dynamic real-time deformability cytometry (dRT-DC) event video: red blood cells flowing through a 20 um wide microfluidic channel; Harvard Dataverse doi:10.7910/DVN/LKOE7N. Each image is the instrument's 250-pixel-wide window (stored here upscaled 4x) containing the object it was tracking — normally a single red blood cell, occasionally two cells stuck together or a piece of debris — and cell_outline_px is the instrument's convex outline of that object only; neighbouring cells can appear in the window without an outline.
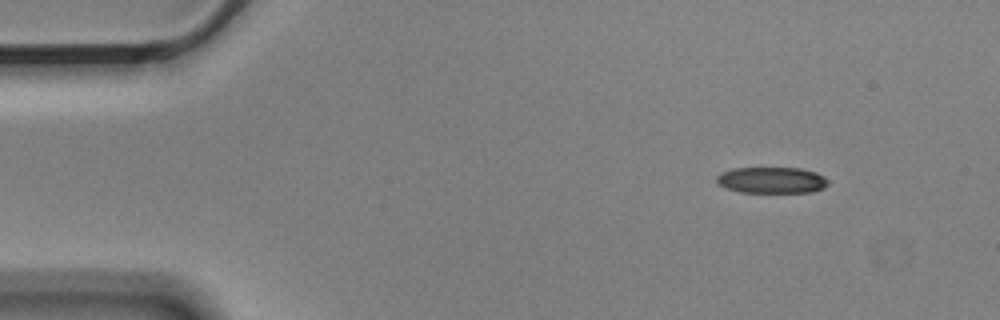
{"species": "Egyptian fruit bat (a non-hibernating species)", "species_latin": "Rousettus aegyptiacus", "temperature_condition": "cold", "stored_images_in_passage": 5, "segment_of_instrument_passage": [1, 2], "camera_frame_rate_fps": 3000, "um_per_image_px": 0.085, "animal": {"sex": "male"}, "frame": {"image": 1, "passage_image": 1, "time_ms": 0.0, "image_size_px": [1000, 320], "cell_outline_px": [[828, 184], [824, 188], [812, 192], [740, 192], [724, 188], [716, 184], [716, 176], [720, 172], [732, 168], [800, 168], [816, 172], [824, 176], [828, 180]], "centroid_in_image_um": [65.55, 15.31], "position_along_channel_um": 19.4, "area_um2": 17.28}}
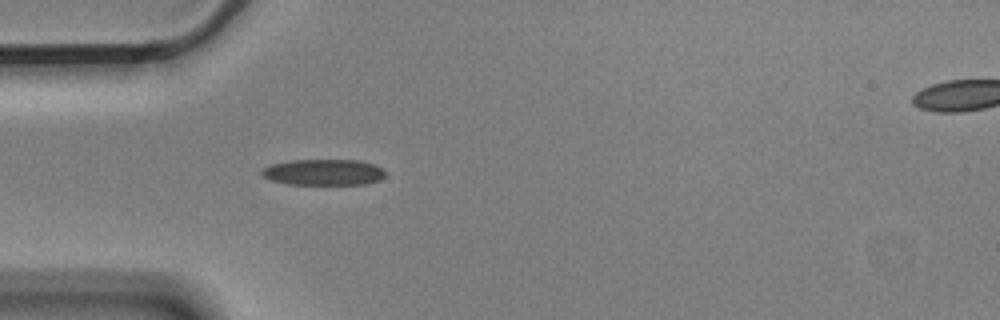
{"frame": {"image": 2, "passage_image": 4, "time_ms": 1.0, "image_size_px": [1000, 320], "cell_outline_px": [[384, 176], [380, 180], [368, 184], [288, 184], [272, 180], [264, 176], [260, 172], [260, 168], [272, 164], [288, 160], [360, 160], [376, 164], [384, 172]], "centroid_in_image_um": [27.5, 14.63], "position_along_channel_um": 57.5, "area_um2": 18.84}}